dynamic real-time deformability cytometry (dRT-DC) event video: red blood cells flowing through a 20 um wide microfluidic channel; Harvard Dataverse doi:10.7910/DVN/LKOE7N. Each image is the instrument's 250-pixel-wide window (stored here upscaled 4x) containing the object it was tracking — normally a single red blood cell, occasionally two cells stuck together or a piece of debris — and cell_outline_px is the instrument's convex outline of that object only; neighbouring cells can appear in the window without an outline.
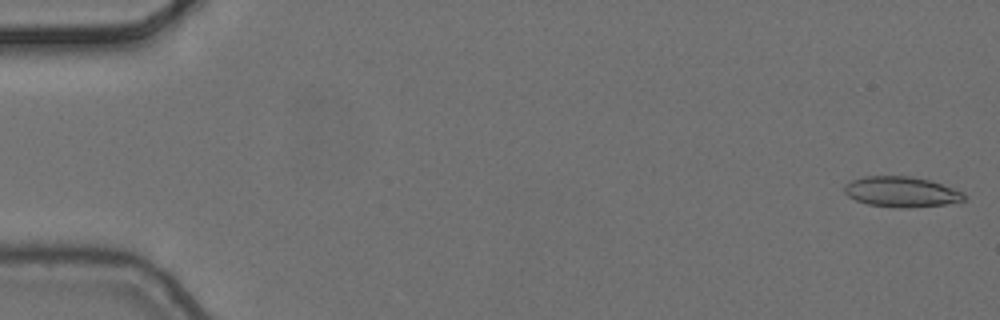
{"species": "common noctule bat (a hibernating species)", "species_latin": "Nyctalus noctula", "temperature_condition": "cold", "stored_images_in_passage": 4, "camera_frame_rate_fps": 3000, "um_per_image_px": 0.085, "animal": {"sex": "female", "body_mass_g": 24.6, "forearm_length_mm": 56.2}, "frame": {"image": 1, "passage_image": 1, "time_ms": 0.0, "image_size_px": [1000, 320], "cell_outline_px": [[964, 200], [944, 204], [908, 208], [900, 208], [868, 204], [856, 200], [848, 196], [844, 192], [844, 184], [852, 180], [864, 176], [908, 176], [928, 180], [964, 192]], "centroid_in_image_um": [76.57, 16.3], "position_along_channel_um": 8.4, "area_um2": 20.98}}